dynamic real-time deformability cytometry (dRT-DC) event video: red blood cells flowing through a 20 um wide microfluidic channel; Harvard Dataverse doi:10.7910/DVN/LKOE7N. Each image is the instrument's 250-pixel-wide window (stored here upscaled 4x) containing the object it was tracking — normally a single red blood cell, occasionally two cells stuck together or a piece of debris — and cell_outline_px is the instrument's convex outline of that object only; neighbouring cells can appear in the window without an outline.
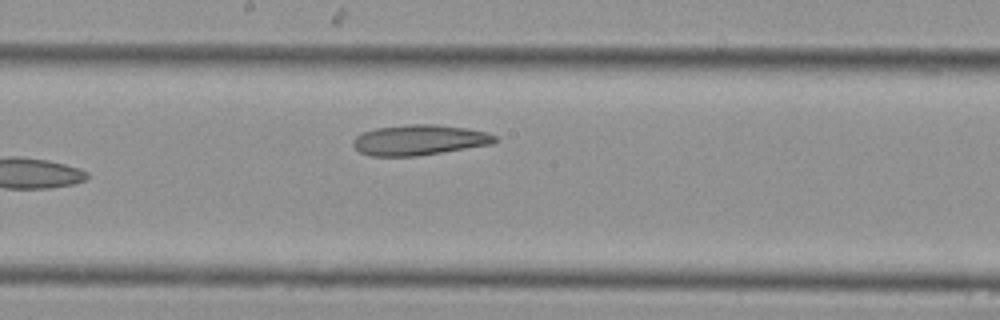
{"species": "Egyptian fruit bat (a non-hibernating species)", "species_latin": "Rousettus aegyptiacus", "temperature_condition": "cold", "stored_images_in_passage": 15, "camera_frame_rate_fps": 3000, "um_per_image_px": 0.085, "animal": {"sex": "female"}, "frame": {"image": 1, "passage_image": 15, "time_ms": 4.667, "image_size_px": [1000, 320], "cell_outline_px": [[500, 140], [492, 144], [416, 156], [368, 156], [360, 152], [352, 144], [352, 140], [356, 136], [364, 132], [376, 128], [408, 124], [436, 124], [468, 128], [484, 132], [496, 136]], "centroid_in_image_um": [35.63, 11.89], "position_along_channel_um": 212.6, "area_um2": 25.14}}